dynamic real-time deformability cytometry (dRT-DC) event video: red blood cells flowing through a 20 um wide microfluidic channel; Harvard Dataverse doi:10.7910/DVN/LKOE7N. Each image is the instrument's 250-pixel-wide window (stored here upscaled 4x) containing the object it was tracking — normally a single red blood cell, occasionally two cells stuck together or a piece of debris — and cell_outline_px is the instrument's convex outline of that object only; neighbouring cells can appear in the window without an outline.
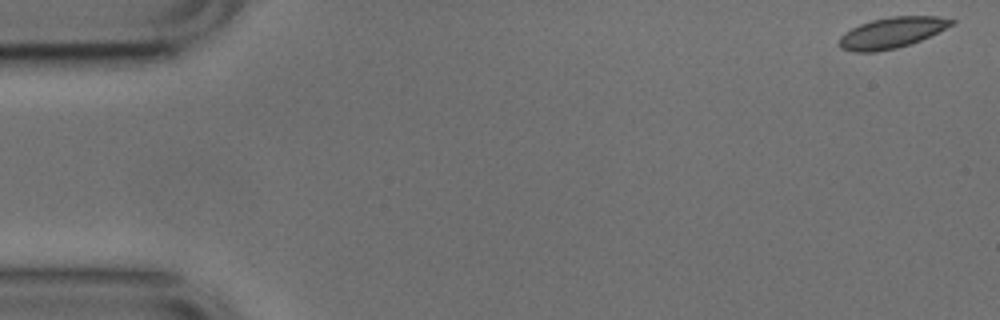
{"species": "common noctule bat (a hibernating species)", "species_latin": "Nyctalus noctula", "temperature_condition": "cold", "stored_images_in_passage": 14, "camera_frame_rate_fps": 3000, "um_per_image_px": 0.085, "animal": {"sex": "male", "body_mass_g": 17.9, "forearm_length_mm": 54.2}, "frame": {"image": 1, "passage_image": 1, "time_ms": 0.0, "image_size_px": [1000, 320], "cell_outline_px": [[956, 24], [920, 40], [896, 48], [876, 52], [852, 52], [840, 48], [840, 36], [844, 32], [860, 24], [872, 20], [892, 16], [936, 16], [956, 20]], "centroid_in_image_um": [75.81, 2.78], "position_along_channel_um": 9.2, "area_um2": 20.11}}
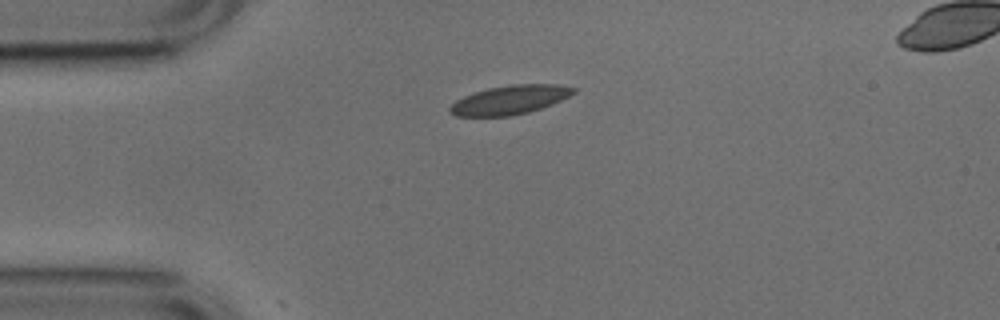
{"frame": {"image": 2, "passage_image": 12, "time_ms": 3.667, "image_size_px": [1000, 320], "cell_outline_px": [[576, 92], [552, 104], [528, 112], [508, 116], [456, 116], [448, 112], [448, 108], [456, 100], [472, 92], [488, 88], [512, 84], [556, 84], [576, 88]], "centroid_in_image_um": [43.3, 8.48], "position_along_channel_um": 41.7, "area_um2": 20.81}}